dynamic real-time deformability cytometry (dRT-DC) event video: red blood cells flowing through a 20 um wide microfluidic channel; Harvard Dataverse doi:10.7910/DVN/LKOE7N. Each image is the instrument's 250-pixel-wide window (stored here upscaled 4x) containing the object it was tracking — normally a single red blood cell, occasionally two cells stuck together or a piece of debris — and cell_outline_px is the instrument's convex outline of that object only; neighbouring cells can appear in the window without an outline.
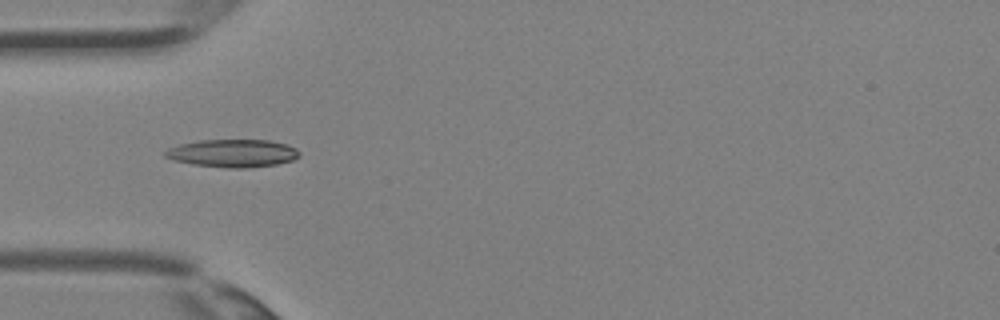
{"species": "Egyptian fruit bat (a non-hibernating species)", "species_latin": "Rousettus aegyptiacus", "temperature_condition": "room temperature", "stored_images_in_passage": 23, "camera_frame_rate_fps": 3000, "um_per_image_px": 0.085, "animal": {"sex": "female"}, "frame": {"image": 1, "passage_image": 2, "time_ms": 0.333, "image_size_px": [1000, 320], "cell_outline_px": [[300, 156], [292, 160], [276, 164], [248, 168], [228, 168], [192, 164], [172, 160], [164, 156], [164, 152], [168, 148], [180, 144], [200, 140], [268, 140], [288, 144], [296, 148], [300, 152]], "centroid_in_image_um": [19.78, 13.02], "position_along_channel_um": 65.2, "area_um2": 21.85}}
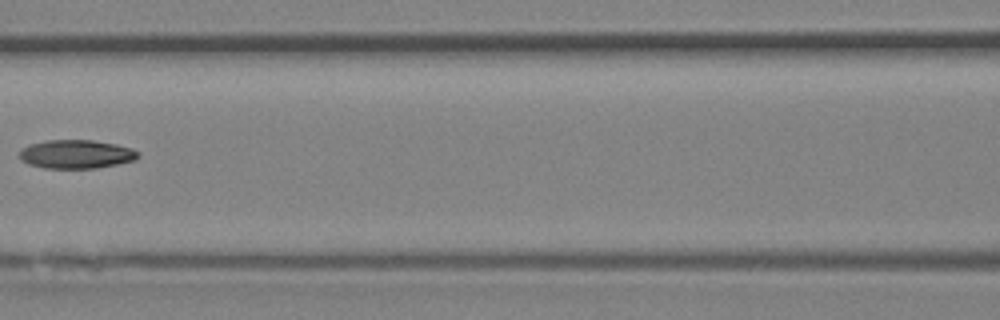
{"frame": {"image": 2, "passage_image": 7, "time_ms": 2.0, "image_size_px": [1000, 320], "cell_outline_px": [[140, 156], [136, 160], [96, 168], [44, 168], [28, 164], [20, 160], [20, 148], [32, 144], [48, 140], [92, 140], [116, 144], [132, 148], [140, 152]], "centroid_in_image_um": [6.5, 13.1], "position_along_channel_um": 160.1, "area_um2": 19.88}}
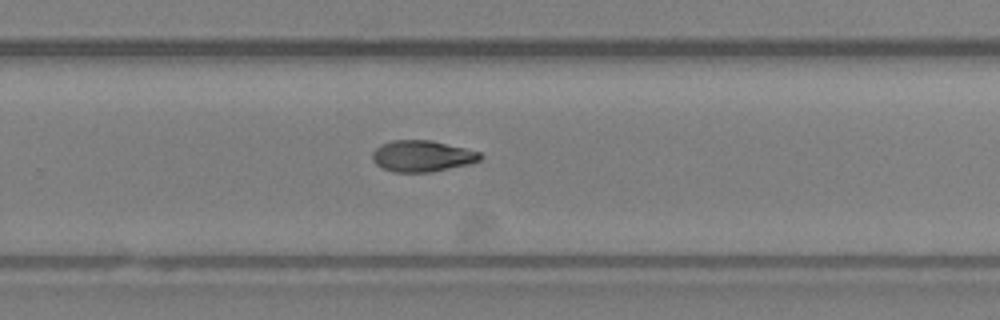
{"frame": {"image": 3, "passage_image": 14, "time_ms": 4.333, "image_size_px": [1000, 320], "cell_outline_px": [[484, 156], [480, 160], [468, 164], [428, 172], [396, 172], [384, 168], [376, 164], [372, 160], [372, 152], [380, 144], [392, 140], [432, 140], [480, 152]], "centroid_in_image_um": [35.86, 13.25], "position_along_channel_um": 293.9, "area_um2": 19.54}}